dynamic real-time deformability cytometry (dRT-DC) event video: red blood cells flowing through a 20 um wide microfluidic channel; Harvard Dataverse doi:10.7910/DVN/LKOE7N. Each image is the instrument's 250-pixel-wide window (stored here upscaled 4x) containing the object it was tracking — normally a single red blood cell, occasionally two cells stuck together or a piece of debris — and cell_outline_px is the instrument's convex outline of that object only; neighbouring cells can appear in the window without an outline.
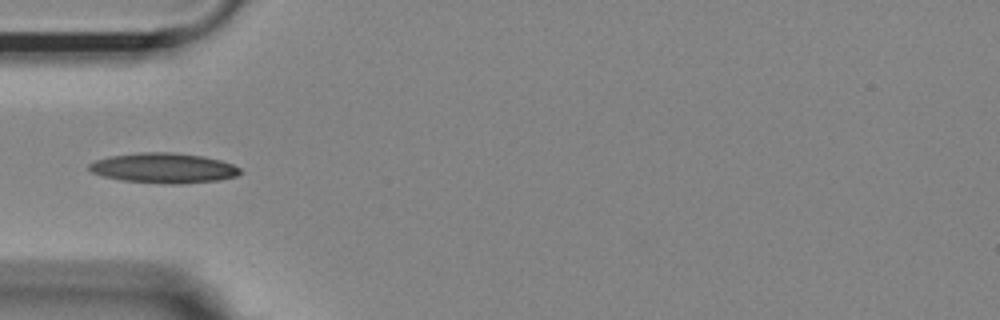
{"species": "Egyptian fruit bat (a non-hibernating species)", "species_latin": "Rousettus aegyptiacus", "temperature_condition": "room temperature", "stored_images_in_passage": 11, "camera_frame_rate_fps": 3000, "um_per_image_px": 0.085, "animal": {"sex": "female"}, "frame": {"image": 1, "passage_image": 1, "time_ms": 0.0, "image_size_px": [1000, 320], "cell_outline_px": [[240, 172], [236, 176], [220, 180], [180, 184], [164, 184], [124, 180], [104, 176], [92, 172], [88, 168], [88, 164], [96, 160], [108, 156], [140, 152], [172, 152], [204, 156], [220, 160], [232, 164], [240, 168]], "centroid_in_image_um": [13.91, 14.28], "position_along_channel_um": 71.1, "area_um2": 26.47}}
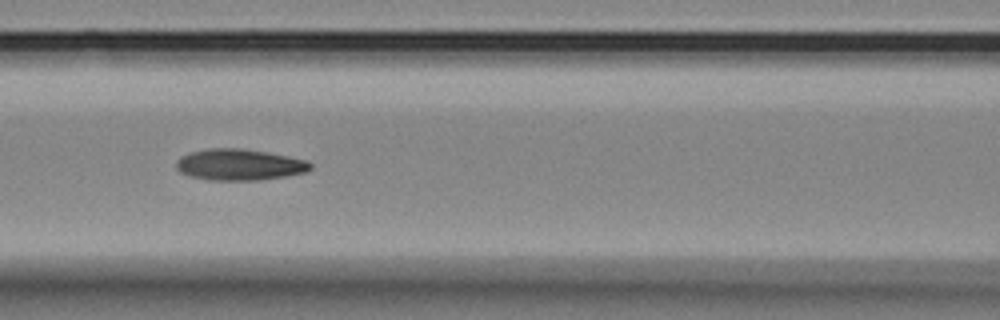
{"frame": {"image": 2, "passage_image": 7, "time_ms": 2.0, "image_size_px": [1000, 320], "cell_outline_px": [[312, 168], [308, 172], [288, 176], [260, 180], [208, 180], [188, 176], [180, 172], [176, 168], [176, 160], [180, 156], [188, 152], [208, 148], [240, 148], [268, 152], [308, 160], [312, 164]], "centroid_in_image_um": [20.35, 14.0], "position_along_channel_um": 146.3, "area_um2": 24.91}}
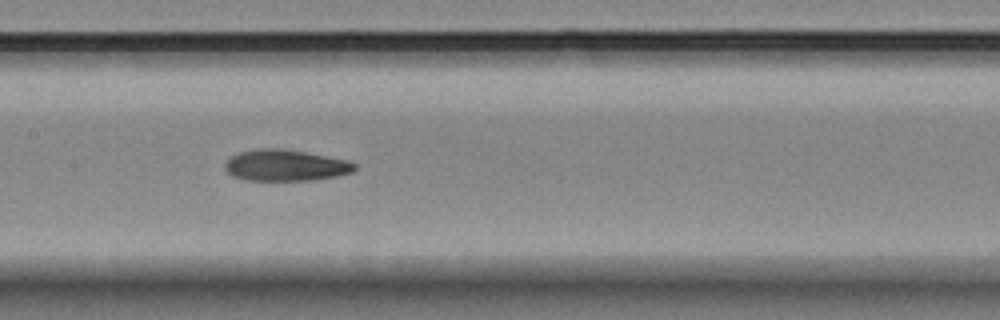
{"frame": {"image": 3, "passage_image": 10, "time_ms": 3.0, "image_size_px": [1000, 320], "cell_outline_px": [[356, 168], [352, 172], [336, 176], [312, 180], [244, 180], [232, 176], [224, 168], [224, 164], [232, 156], [240, 152], [260, 148], [280, 148], [304, 152], [348, 160], [356, 164]], "centroid_in_image_um": [24.25, 14.06], "position_along_channel_um": 183.1, "area_um2": 23.52}}